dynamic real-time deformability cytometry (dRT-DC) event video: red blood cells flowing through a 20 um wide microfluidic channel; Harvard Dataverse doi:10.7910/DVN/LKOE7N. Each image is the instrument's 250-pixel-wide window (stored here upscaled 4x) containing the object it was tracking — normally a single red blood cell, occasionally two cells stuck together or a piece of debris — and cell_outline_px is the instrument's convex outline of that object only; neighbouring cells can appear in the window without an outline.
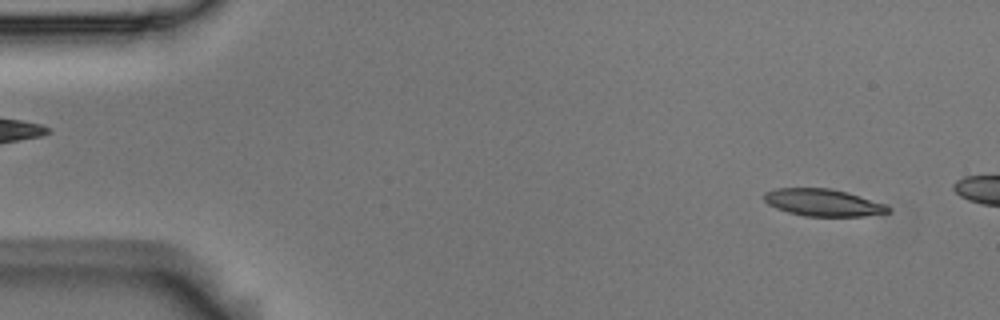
{"species": "Egyptian fruit bat (a non-hibernating species)", "species_latin": "Rousettus aegyptiacus", "temperature_condition": "room temperature", "stored_images_in_passage": 6, "camera_frame_rate_fps": 3000, "um_per_image_px": 0.085, "animal": {"sex": "male"}, "frame": {"image": 1, "passage_image": 6, "time_ms": 1.667, "image_size_px": [1000, 320], "cell_outline_px": [[892, 212], [864, 216], [804, 216], [788, 212], [776, 208], [768, 204], [764, 200], [764, 192], [776, 188], [832, 188], [884, 204], [892, 208]], "centroid_in_image_um": [69.94, 17.22], "position_along_channel_um": 15.1, "area_um2": 19.54}}